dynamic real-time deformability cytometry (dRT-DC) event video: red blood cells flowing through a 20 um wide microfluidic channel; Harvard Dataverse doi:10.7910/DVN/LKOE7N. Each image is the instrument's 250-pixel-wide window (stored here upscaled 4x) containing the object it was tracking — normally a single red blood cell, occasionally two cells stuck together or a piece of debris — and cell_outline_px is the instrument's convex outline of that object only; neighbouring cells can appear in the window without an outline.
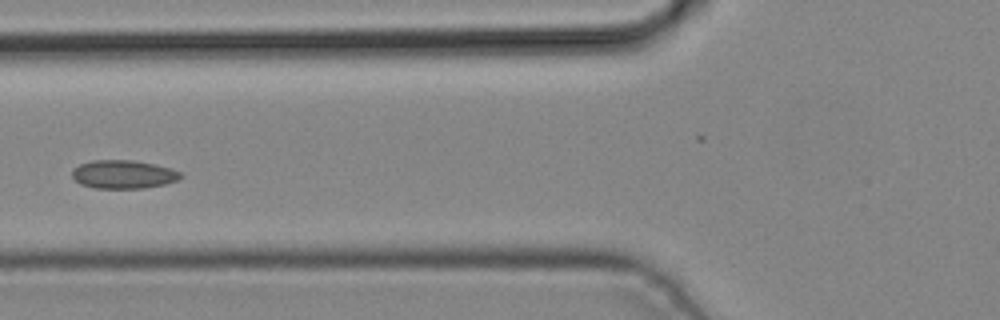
{"species": "common noctule bat (a hibernating species)", "species_latin": "Nyctalus noctula", "temperature_condition": "cold", "stored_images_in_passage": 5, "camera_frame_rate_fps": 3000, "um_per_image_px": 0.085, "animal": {"sex": "male", "body_mass_g": 19.2, "forearm_length_mm": 51.8}, "frame": {"image": 1, "passage_image": 5, "time_ms": 1.333, "image_size_px": [1000, 320], "cell_outline_px": [[184, 176], [176, 180], [164, 184], [144, 188], [96, 188], [80, 184], [72, 176], [72, 168], [80, 164], [92, 160], [132, 160], [156, 164], [172, 168], [180, 172]], "centroid_in_image_um": [10.49, 14.81], "position_along_channel_um": 115.3, "area_um2": 18.03}}